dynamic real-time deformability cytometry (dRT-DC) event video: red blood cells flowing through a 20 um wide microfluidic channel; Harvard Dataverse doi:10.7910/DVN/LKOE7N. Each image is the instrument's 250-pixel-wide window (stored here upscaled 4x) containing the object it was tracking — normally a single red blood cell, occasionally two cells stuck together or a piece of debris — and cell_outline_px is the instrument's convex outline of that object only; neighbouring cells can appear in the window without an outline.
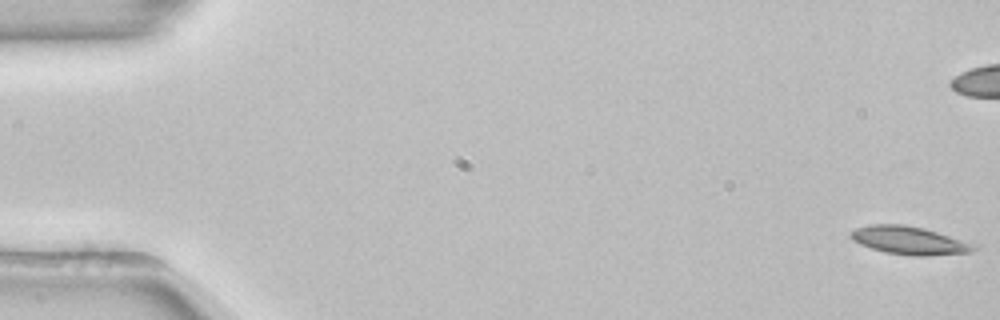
{"species": "common noctule bat (a hibernating species)", "species_latin": "Nyctalus noctula", "temperature_condition": "room temperature", "stored_images_in_passage": 54, "camera_frame_rate_fps": 3000, "um_per_image_px": 0.085, "animal": {"sex": "female", "body_mass_g": 22.7, "forearm_length_mm": 54.2}, "frame": {"image": 1, "passage_image": 1, "time_ms": 0.0, "image_size_px": [1000, 320], "cell_outline_px": [[976, 248], [972, 252], [928, 256], [912, 256], [884, 252], [860, 244], [852, 240], [848, 236], [848, 232], [856, 228], [868, 224], [904, 224], [924, 228], [976, 244]], "centroid_in_image_um": [77.25, 20.43], "position_along_channel_um": 7.8, "area_um2": 20.35}}